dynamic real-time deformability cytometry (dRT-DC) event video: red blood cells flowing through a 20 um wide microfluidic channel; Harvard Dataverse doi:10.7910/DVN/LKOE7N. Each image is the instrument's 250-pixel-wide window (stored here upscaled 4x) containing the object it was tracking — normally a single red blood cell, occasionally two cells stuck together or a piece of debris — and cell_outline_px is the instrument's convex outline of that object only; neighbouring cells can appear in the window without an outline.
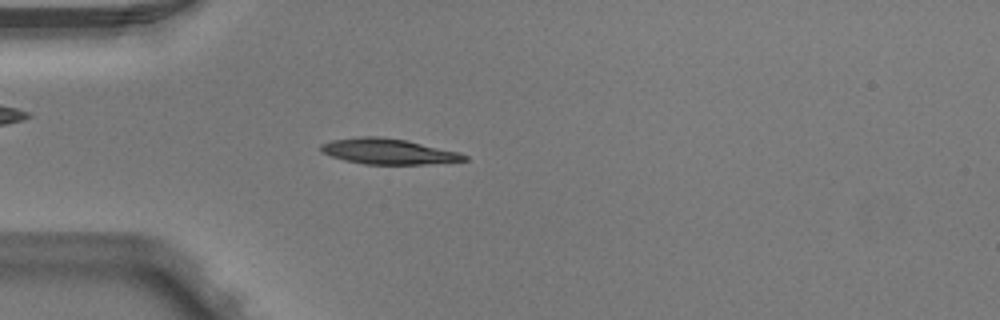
{"species": "Egyptian fruit bat (a non-hibernating species)", "species_latin": "Rousettus aegyptiacus", "temperature_condition": "warm", "stored_images_in_passage": 3, "camera_frame_rate_fps": 3000, "um_per_image_px": 0.085, "animal": {"sex": "male"}, "frame": {"image": 1, "passage_image": 3, "time_ms": 0.667, "image_size_px": [1000, 320], "cell_outline_px": [[468, 160], [424, 164], [364, 164], [344, 160], [320, 152], [320, 144], [332, 140], [360, 136], [380, 136], [408, 140], [460, 152], [468, 156]], "centroid_in_image_um": [33.0, 12.86], "position_along_channel_um": 52.0, "area_um2": 21.5}}